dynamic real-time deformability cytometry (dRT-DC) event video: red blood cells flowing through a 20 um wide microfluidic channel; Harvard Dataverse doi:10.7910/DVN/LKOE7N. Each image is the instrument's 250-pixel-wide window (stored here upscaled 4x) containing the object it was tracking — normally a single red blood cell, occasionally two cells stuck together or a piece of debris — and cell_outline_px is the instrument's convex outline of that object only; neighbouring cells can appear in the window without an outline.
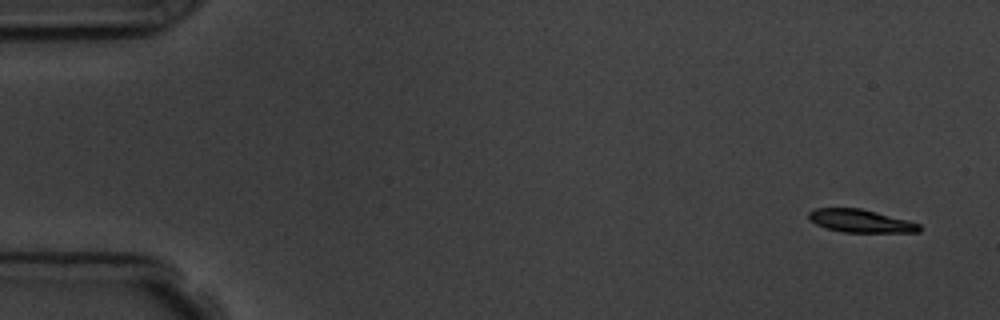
{"species": "common noctule bat (a hibernating species)", "species_latin": "Nyctalus noctula", "temperature_condition": "room temperature", "stored_images_in_passage": 5, "camera_frame_rate_fps": 3000, "um_per_image_px": 0.085, "animal": {"sex": "male", "body_mass_g": 19.5, "forearm_length_mm": 54.6}, "frame": {"image": 1, "passage_image": 1, "time_ms": 0.0, "image_size_px": [1000, 320], "cell_outline_px": [[920, 232], [840, 232], [816, 224], [808, 220], [808, 212], [816, 208], [860, 208], [908, 220], [920, 224]], "centroid_in_image_um": [73.12, 18.78], "position_along_channel_um": 11.9, "area_um2": 14.74}}
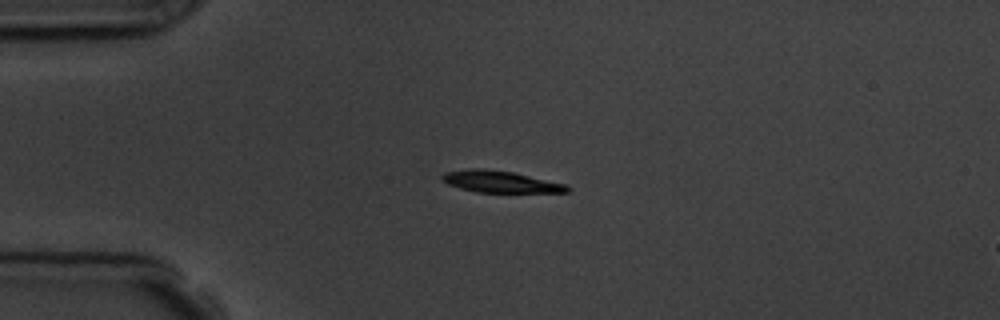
{"frame": {"image": 2, "passage_image": 4, "time_ms": 3.667, "image_size_px": [1000, 320], "cell_outline_px": [[572, 188], [568, 192], [476, 192], [460, 188], [448, 184], [440, 180], [440, 176], [444, 172], [472, 168], [480, 168], [512, 172], [564, 184]], "centroid_in_image_um": [42.46, 15.44], "position_along_channel_um": 42.5, "area_um2": 15.66}}